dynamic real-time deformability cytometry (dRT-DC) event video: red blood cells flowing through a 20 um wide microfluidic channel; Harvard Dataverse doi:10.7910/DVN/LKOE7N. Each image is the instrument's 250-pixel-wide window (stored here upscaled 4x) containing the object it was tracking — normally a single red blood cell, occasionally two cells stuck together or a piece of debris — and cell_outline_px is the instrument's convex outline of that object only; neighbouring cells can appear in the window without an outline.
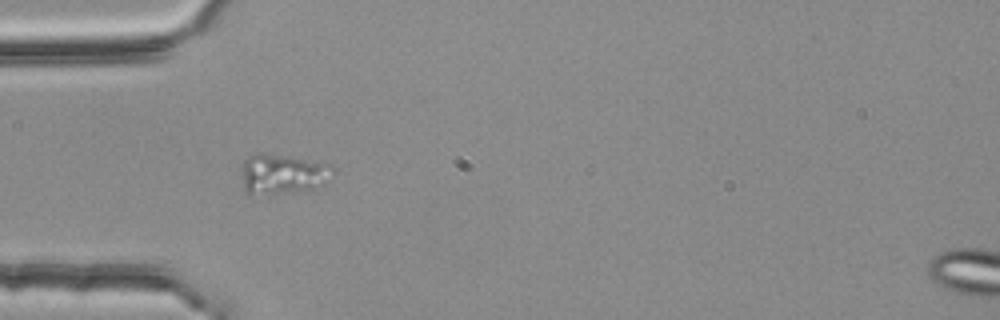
{"species": "common noctule bat (a hibernating species)", "species_latin": "Nyctalus noctula", "temperature_condition": "room temperature", "stored_images_in_passage": 38, "camera_frame_rate_fps": 3000, "um_per_image_px": 0.085, "animal": {"sex": "female", "body_mass_g": 25.1}, "frame": {"image": 1, "passage_image": 1, "time_ms": 0.0, "image_size_px": [1000, 320], "cell_outline_px": [[336, 172], [324, 184], [312, 188], [276, 192], [248, 192], [244, 188], [244, 160], [248, 156], [256, 152], [264, 152], [288, 156], [332, 164]], "centroid_in_image_um": [24.11, 14.71], "position_along_channel_um": 60.9, "area_um2": 20.63}}